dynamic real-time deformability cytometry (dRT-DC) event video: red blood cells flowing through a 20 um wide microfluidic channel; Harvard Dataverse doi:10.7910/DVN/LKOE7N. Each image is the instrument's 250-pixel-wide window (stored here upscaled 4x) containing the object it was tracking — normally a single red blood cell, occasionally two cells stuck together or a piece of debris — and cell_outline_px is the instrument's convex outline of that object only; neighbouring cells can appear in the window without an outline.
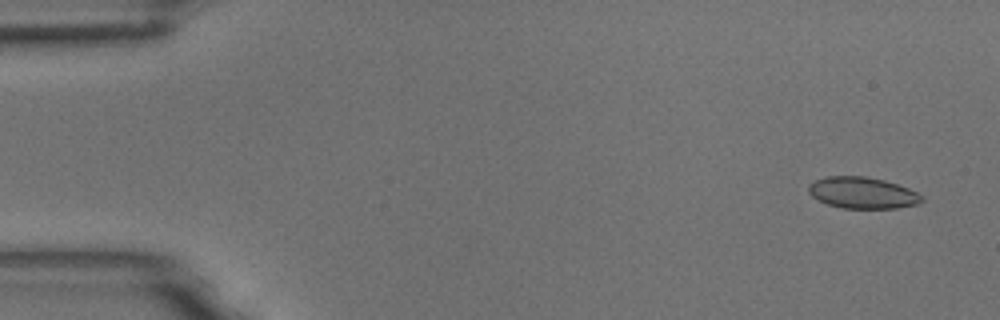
{"species": "common noctule bat (a hibernating species)", "species_latin": "Nyctalus noctula", "temperature_condition": "room temperature", "stored_images_in_passage": 5, "camera_frame_rate_fps": 3000, "um_per_image_px": 0.085, "animal": {"sex": "male", "body_mass_g": 18.8}, "frame": {"image": 1, "passage_image": 1, "time_ms": 0.0, "image_size_px": [1000, 320], "cell_outline_px": [[924, 200], [920, 204], [896, 208], [844, 208], [828, 204], [812, 196], [808, 192], [808, 184], [816, 180], [828, 176], [864, 176], [884, 180], [908, 188], [924, 196]], "centroid_in_image_um": [73.34, 16.39], "position_along_channel_um": 11.7, "area_um2": 20.69}}
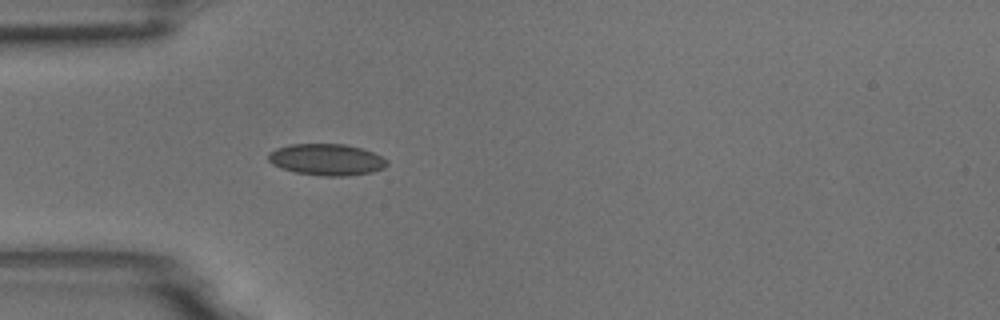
{"frame": {"image": 2, "passage_image": 5, "time_ms": 1.333, "image_size_px": [1000, 320], "cell_outline_px": [[388, 164], [384, 168], [372, 172], [344, 176], [324, 176], [296, 172], [280, 168], [272, 164], [268, 160], [268, 152], [276, 148], [292, 144], [344, 144], [360, 148], [372, 152], [388, 160]], "centroid_in_image_um": [27.74, 13.56], "position_along_channel_um": 57.3, "area_um2": 21.73}}